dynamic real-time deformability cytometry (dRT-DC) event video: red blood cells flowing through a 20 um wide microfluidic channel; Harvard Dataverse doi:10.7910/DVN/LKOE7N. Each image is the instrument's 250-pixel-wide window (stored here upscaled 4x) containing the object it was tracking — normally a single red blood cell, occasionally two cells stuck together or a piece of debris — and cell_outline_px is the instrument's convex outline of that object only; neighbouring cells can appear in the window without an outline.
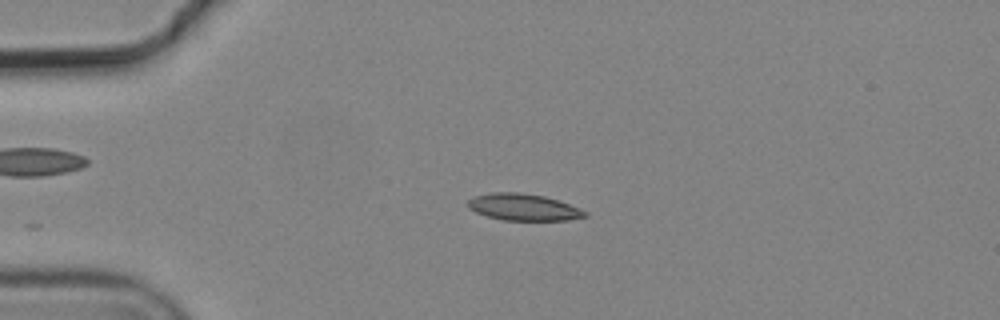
{"species": "common noctule bat (a hibernating species)", "species_latin": "Nyctalus noctula", "temperature_condition": "cold", "stored_images_in_passage": 2, "camera_frame_rate_fps": 3000, "um_per_image_px": 0.085, "animal": {"sex": "male", "body_mass_g": 19.2, "forearm_length_mm": 51.8}, "frame": {"image": 1, "passage_image": 2, "time_ms": 0.333, "image_size_px": [1000, 320], "cell_outline_px": [[588, 216], [568, 220], [504, 220], [488, 216], [476, 212], [468, 208], [468, 200], [472, 196], [492, 192], [516, 192], [544, 196], [580, 208], [588, 212]], "centroid_in_image_um": [44.48, 17.6], "position_along_channel_um": 40.5, "area_um2": 18.15}}